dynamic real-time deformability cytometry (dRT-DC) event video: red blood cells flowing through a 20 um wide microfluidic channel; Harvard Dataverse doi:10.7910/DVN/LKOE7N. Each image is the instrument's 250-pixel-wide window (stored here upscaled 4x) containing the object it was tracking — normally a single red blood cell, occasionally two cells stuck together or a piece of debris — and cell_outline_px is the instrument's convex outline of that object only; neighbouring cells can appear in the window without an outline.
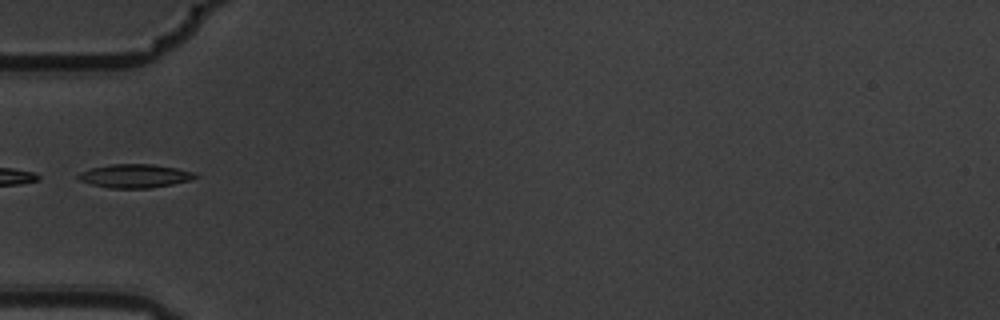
{"species": "common noctule bat (a hibernating species)", "species_latin": "Nyctalus noctula", "temperature_condition": "warm", "stored_images_in_passage": 5, "segment_of_instrument_passage": [2, 2], "camera_frame_rate_fps": 3000, "um_per_image_px": 0.085, "animal": {"sex": "male", "body_mass_g": 19.5, "forearm_length_mm": 54.6}, "frame": {"image": 1, "passage_image": 5, "time_ms": 1.333, "image_size_px": [1000, 320], "cell_outline_px": [[200, 176], [192, 180], [172, 184], [148, 188], [108, 188], [92, 184], [80, 180], [76, 176], [80, 172], [92, 168], [112, 164], [152, 164], [176, 168], [196, 172]], "centroid_in_image_um": [11.51, 14.95], "position_along_channel_um": 73.5, "area_um2": 16.07}}